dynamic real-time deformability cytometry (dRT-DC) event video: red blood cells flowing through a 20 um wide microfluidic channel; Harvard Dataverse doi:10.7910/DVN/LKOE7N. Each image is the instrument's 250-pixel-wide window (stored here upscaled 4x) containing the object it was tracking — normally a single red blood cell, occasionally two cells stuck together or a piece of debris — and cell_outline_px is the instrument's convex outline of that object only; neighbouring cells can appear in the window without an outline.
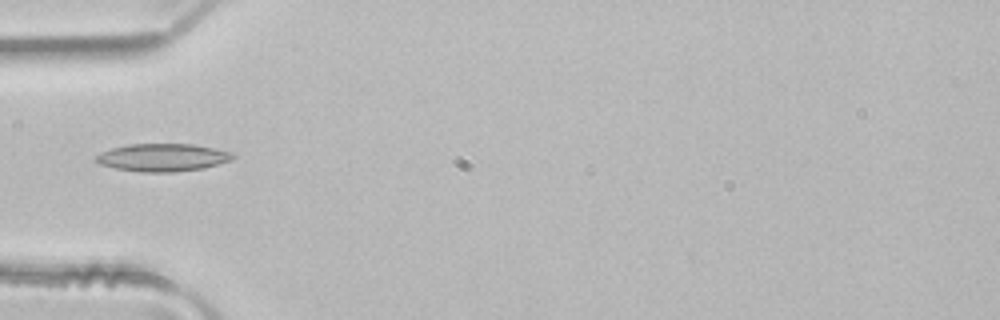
{"species": "common noctule bat (a hibernating species)", "species_latin": "Nyctalus noctula", "temperature_condition": "room temperature", "stored_images_in_passage": 3, "camera_frame_rate_fps": 3000, "um_per_image_px": 0.085, "animal": {"sex": "male", "body_mass_g": 21.5, "forearm_length_mm": 52.0}, "frame": {"image": 1, "passage_image": 3, "time_ms": 0.667, "image_size_px": [1000, 320], "cell_outline_px": [[236, 156], [228, 160], [204, 168], [172, 172], [140, 172], [116, 168], [100, 164], [96, 160], [96, 156], [100, 152], [112, 148], [128, 144], [192, 144], [216, 148], [232, 152]], "centroid_in_image_um": [13.82, 13.38], "position_along_channel_um": 71.2, "area_um2": 21.96}}